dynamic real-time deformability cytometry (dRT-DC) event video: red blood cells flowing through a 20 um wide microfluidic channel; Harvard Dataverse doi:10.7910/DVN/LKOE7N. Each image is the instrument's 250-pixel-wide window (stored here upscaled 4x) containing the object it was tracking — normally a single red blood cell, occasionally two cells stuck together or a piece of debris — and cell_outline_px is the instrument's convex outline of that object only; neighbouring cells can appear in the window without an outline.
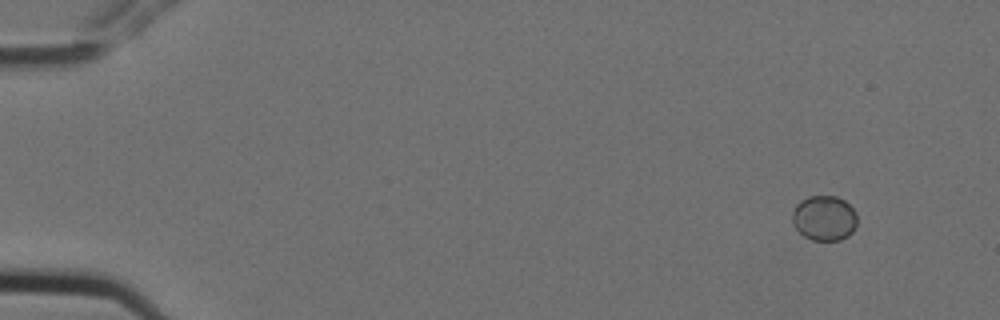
{"species": "Egyptian fruit bat (a non-hibernating species)", "species_latin": "Rousettus aegyptiacus", "temperature_condition": "cold", "stored_images_in_passage": 10, "camera_frame_rate_fps": 3000, "um_per_image_px": 0.085, "animal": {"sex": "female"}, "frame": {"image": 1, "passage_image": 1, "time_ms": 0.0, "image_size_px": [1000, 320], "cell_outline_px": [[856, 224], [852, 232], [848, 236], [840, 240], [812, 240], [804, 236], [792, 224], [792, 212], [796, 204], [800, 200], [808, 196], [836, 196], [844, 200], [856, 212]], "centroid_in_image_um": [70.04, 18.53], "position_along_channel_um": 15.0, "area_um2": 17.11}}
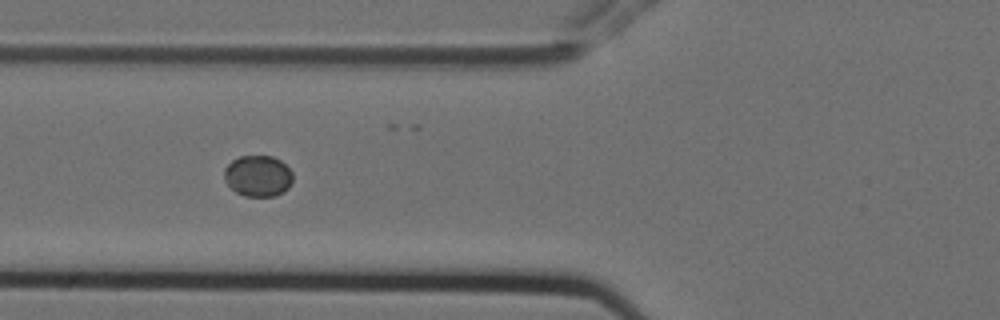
{"frame": {"image": 2, "passage_image": 6, "time_ms": 1.667, "image_size_px": [1000, 320], "cell_outline_px": [[292, 180], [288, 188], [284, 192], [276, 196], [244, 196], [236, 192], [224, 180], [224, 168], [232, 160], [240, 156], [272, 156], [280, 160], [292, 172]], "centroid_in_image_um": [21.92, 14.96], "position_along_channel_um": 103.9, "area_um2": 16.47}}
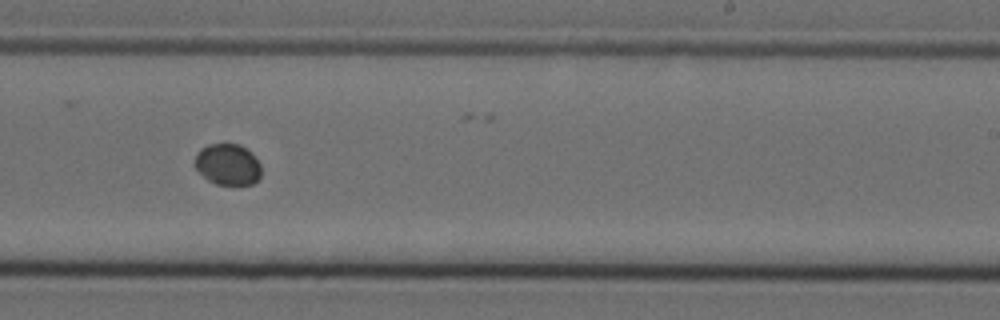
{"frame": {"image": 3, "passage_image": 10, "time_ms": 3.0, "image_size_px": [1000, 320], "cell_outline_px": [[260, 176], [252, 184], [216, 184], [208, 180], [196, 168], [196, 152], [200, 148], [208, 144], [240, 144], [252, 152], [260, 164]], "centroid_in_image_um": [19.36, 13.95], "position_along_channel_um": 269.6, "area_um2": 15.84}}